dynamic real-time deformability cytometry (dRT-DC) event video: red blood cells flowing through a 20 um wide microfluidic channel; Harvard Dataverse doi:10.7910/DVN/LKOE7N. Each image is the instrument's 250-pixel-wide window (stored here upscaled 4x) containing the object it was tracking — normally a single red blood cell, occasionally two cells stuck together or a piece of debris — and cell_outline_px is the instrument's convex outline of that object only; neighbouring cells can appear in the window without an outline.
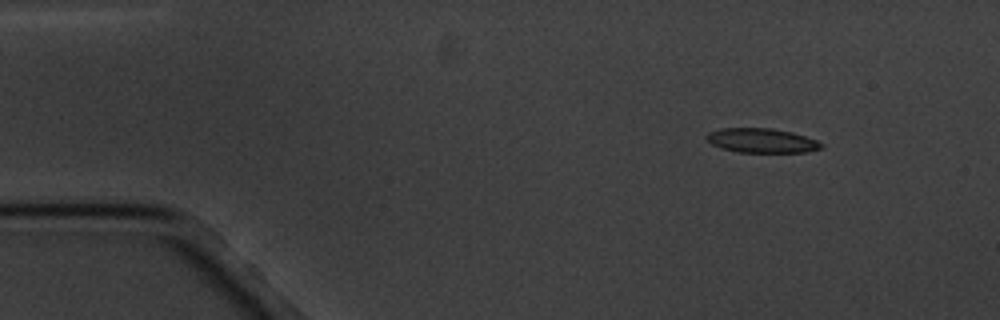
{"species": "common noctule bat (a hibernating species)", "species_latin": "Nyctalus noctula", "temperature_condition": "cold", "stored_images_in_passage": 4, "camera_frame_rate_fps": 3000, "um_per_image_px": 0.085, "animal": {"sex": "male", "body_mass_g": 20.1, "forearm_length_mm": 53.5}, "frame": {"image": 1, "passage_image": 1, "time_ms": 0.0, "image_size_px": [1000, 320], "cell_outline_px": [[824, 148], [808, 152], [740, 152], [720, 148], [712, 144], [704, 136], [708, 132], [720, 128], [772, 128], [792, 132], [816, 140], [824, 144]], "centroid_in_image_um": [64.75, 11.94], "position_along_channel_um": 20.2, "area_um2": 16.42}}
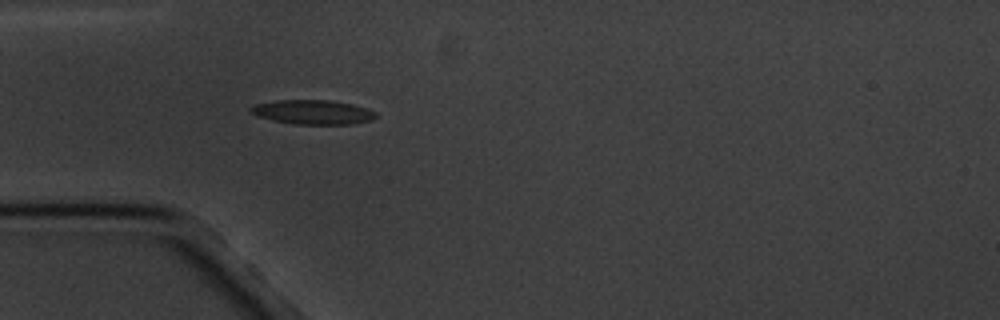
{"frame": {"image": 2, "passage_image": 4, "time_ms": 3.333, "image_size_px": [1000, 320], "cell_outline_px": [[376, 116], [372, 120], [352, 124], [292, 124], [272, 120], [260, 116], [252, 112], [248, 108], [256, 104], [276, 100], [328, 100], [352, 104], [368, 108], [376, 112]], "centroid_in_image_um": [26.62, 9.53], "position_along_channel_um": 58.4, "area_um2": 17.69}}